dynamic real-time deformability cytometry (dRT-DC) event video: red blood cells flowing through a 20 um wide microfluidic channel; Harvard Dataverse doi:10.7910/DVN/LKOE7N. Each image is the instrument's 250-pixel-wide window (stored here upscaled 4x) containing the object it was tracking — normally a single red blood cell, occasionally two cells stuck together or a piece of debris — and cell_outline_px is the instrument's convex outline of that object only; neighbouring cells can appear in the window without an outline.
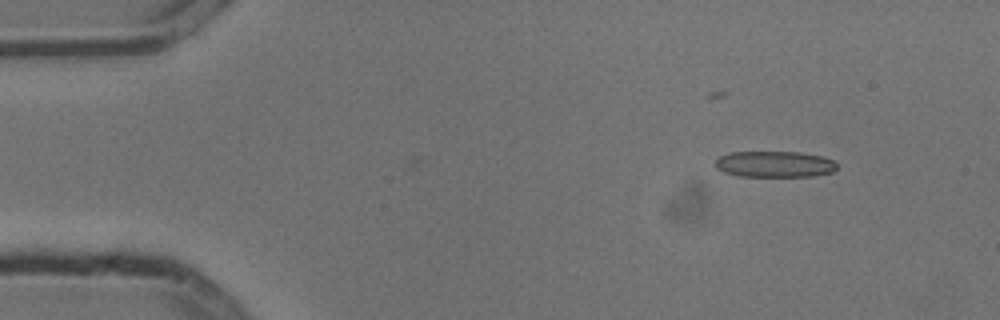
{"species": "common noctule bat (a hibernating species)", "species_latin": "Nyctalus noctula", "temperature_condition": "cold", "stored_images_in_passage": 7, "camera_frame_rate_fps": 3000, "um_per_image_px": 0.085, "animal": {"sex": "male", "body_mass_g": 13.3}, "frame": {"image": 1, "passage_image": 1, "time_ms": 0.0, "image_size_px": [1000, 320], "cell_outline_px": [[836, 168], [832, 172], [812, 176], [740, 176], [724, 172], [716, 168], [716, 160], [720, 156], [728, 152], [800, 152], [820, 156], [832, 160], [836, 164]], "centroid_in_image_um": [65.81, 13.95], "position_along_channel_um": 19.2, "area_um2": 18.38}}
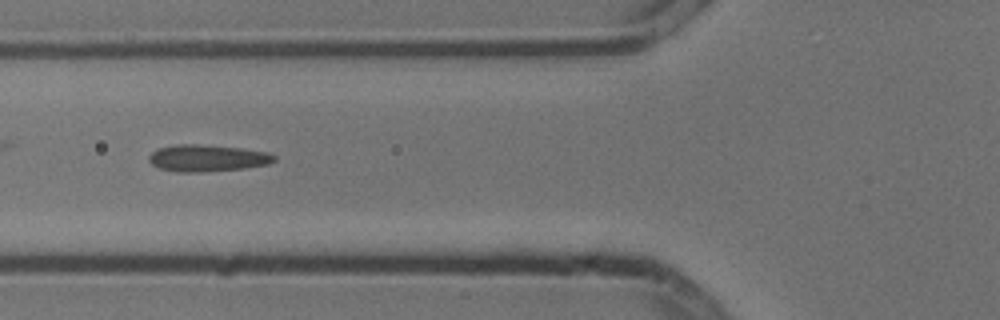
{"frame": {"image": 2, "passage_image": 5, "time_ms": 1.333, "image_size_px": [1000, 320], "cell_outline_px": [[276, 160], [268, 164], [244, 168], [200, 172], [176, 172], [160, 168], [152, 164], [148, 160], [148, 156], [152, 152], [160, 148], [176, 144], [196, 144], [240, 148], [268, 152], [276, 156]], "centroid_in_image_um": [17.62, 13.44], "position_along_channel_um": 108.2, "area_um2": 19.48}}
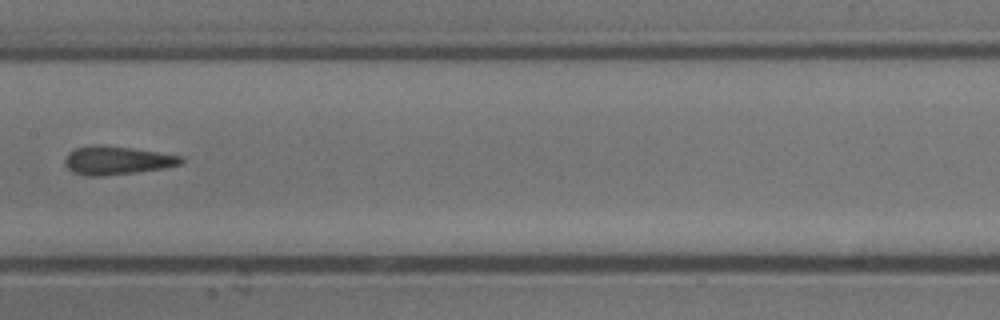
{"frame": {"image": 3, "passage_image": 7, "time_ms": 2.0, "image_size_px": [1000, 320], "cell_outline_px": [[184, 160], [180, 164], [164, 168], [136, 172], [104, 176], [88, 176], [72, 172], [64, 164], [64, 160], [68, 152], [76, 148], [92, 144], [100, 144], [132, 148], [184, 156]], "centroid_in_image_um": [9.92, 13.62], "position_along_channel_um": 197.5, "area_um2": 19.42}}